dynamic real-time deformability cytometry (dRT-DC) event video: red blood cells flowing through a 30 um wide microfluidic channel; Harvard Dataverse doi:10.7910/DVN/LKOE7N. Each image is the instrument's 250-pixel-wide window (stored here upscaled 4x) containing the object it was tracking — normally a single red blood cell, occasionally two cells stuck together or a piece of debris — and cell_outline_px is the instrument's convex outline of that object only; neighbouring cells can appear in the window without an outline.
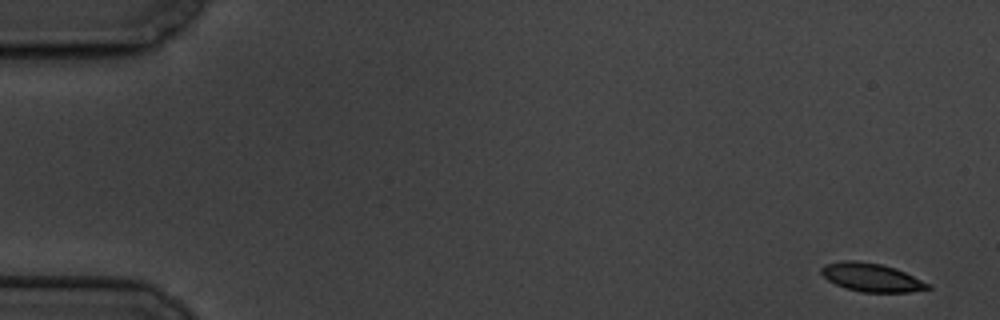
{"species": "common noctule bat (a hibernating species)", "species_latin": "Nyctalus noctula", "temperature_condition": "cold", "stored_images_in_passage": 8, "camera_frame_rate_fps": 3000, "um_per_image_px": 0.085, "animal": {"sex": "male", "body_mass_g": 19.5, "forearm_length_mm": 54.6}, "frame": {"image": 1, "passage_image": 1, "time_ms": 0.0, "image_size_px": [1000, 320], "cell_outline_px": [[932, 288], [908, 292], [860, 292], [844, 288], [828, 280], [820, 272], [820, 268], [824, 264], [844, 260], [856, 260], [880, 264], [904, 272], [932, 284]], "centroid_in_image_um": [74.06, 23.58], "position_along_channel_um": 10.9, "area_um2": 17.63}}
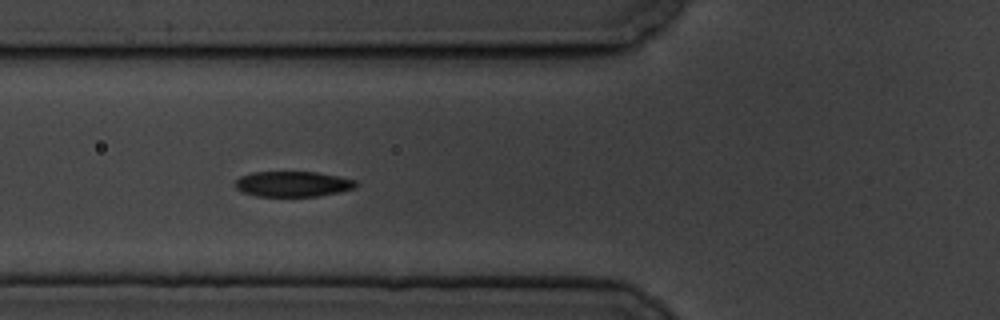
{"frame": {"image": 2, "passage_image": 6, "time_ms": 6.667, "image_size_px": [1000, 320], "cell_outline_px": [[356, 188], [340, 192], [316, 196], [256, 196], [244, 192], [236, 188], [232, 184], [240, 176], [252, 172], [316, 172], [356, 180]], "centroid_in_image_um": [24.86, 15.64], "position_along_channel_um": 100.9, "area_um2": 17.86}}
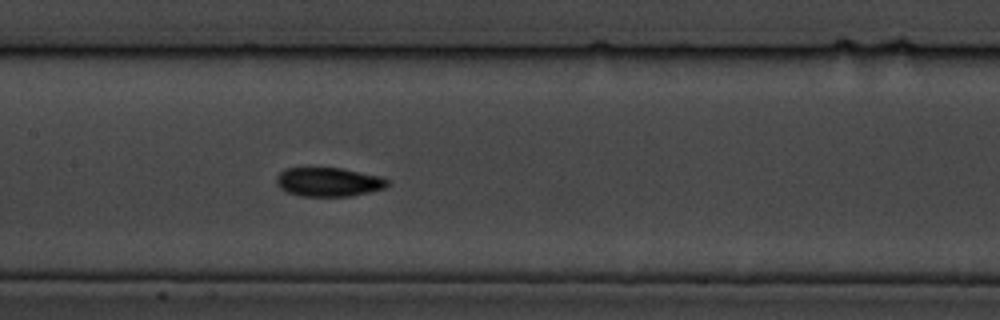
{"frame": {"image": 3, "passage_image": 8, "time_ms": 9.0, "image_size_px": [1000, 320], "cell_outline_px": [[392, 184], [384, 188], [352, 196], [300, 196], [288, 192], [280, 188], [276, 184], [276, 176], [284, 168], [344, 168], [380, 176], [388, 180]], "centroid_in_image_um": [27.94, 15.46], "position_along_channel_um": 179.5, "area_um2": 18.9}}